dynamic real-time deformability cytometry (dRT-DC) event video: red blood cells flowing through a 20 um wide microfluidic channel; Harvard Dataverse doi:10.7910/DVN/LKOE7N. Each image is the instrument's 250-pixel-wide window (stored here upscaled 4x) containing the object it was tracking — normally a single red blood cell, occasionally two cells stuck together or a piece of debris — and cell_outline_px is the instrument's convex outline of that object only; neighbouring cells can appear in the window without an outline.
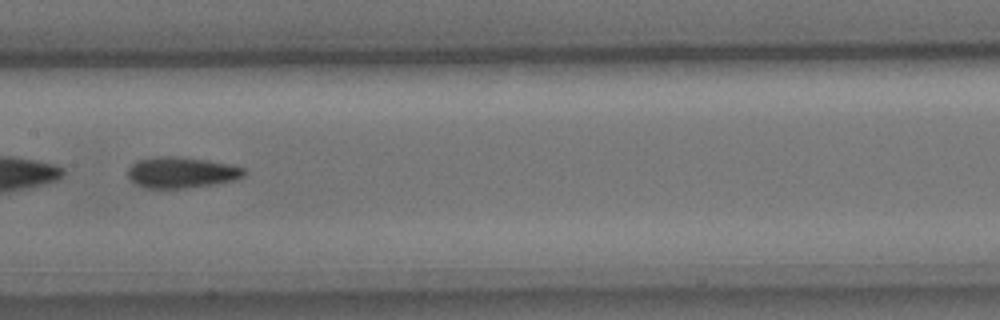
{"species": "common noctule bat (a hibernating species)", "species_latin": "Nyctalus noctula", "temperature_condition": "cold", "stored_images_in_passage": 38, "camera_frame_rate_fps": 3000, "um_per_image_px": 0.085, "animal": {"sex": "male", "body_mass_g": 15.6}, "frame": {"image": 1, "passage_image": 17, "time_ms": 5.333, "image_size_px": [1000, 320], "cell_outline_px": [[244, 176], [236, 180], [212, 184], [184, 188], [144, 188], [136, 184], [128, 176], [128, 168], [132, 164], [140, 160], [156, 156], [180, 156], [208, 160], [232, 164], [244, 168]], "centroid_in_image_um": [15.44, 14.65], "position_along_channel_um": 192.0, "area_um2": 21.04}}